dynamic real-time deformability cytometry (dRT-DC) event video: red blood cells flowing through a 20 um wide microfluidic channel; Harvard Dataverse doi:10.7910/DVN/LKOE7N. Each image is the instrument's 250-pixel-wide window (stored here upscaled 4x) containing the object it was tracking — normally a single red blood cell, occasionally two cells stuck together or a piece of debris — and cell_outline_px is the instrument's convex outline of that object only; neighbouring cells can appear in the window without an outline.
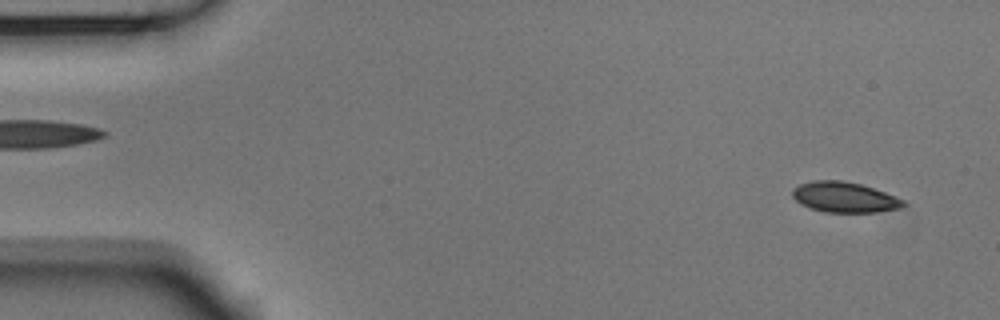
{"species": "Egyptian fruit bat (a non-hibernating species)", "species_latin": "Rousettus aegyptiacus", "temperature_condition": "room temperature", "stored_images_in_passage": 53, "camera_frame_rate_fps": 3000, "um_per_image_px": 0.085, "animal": {"sex": "male"}, "frame": {"image": 1, "passage_image": 3, "time_ms": 0.667, "image_size_px": [1000, 320], "cell_outline_px": [[908, 204], [900, 208], [876, 212], [824, 212], [800, 204], [792, 196], [792, 188], [800, 184], [812, 180], [844, 180], [860, 184], [896, 196], [904, 200]], "centroid_in_image_um": [71.77, 16.76], "position_along_channel_um": 13.2, "area_um2": 19.71}}
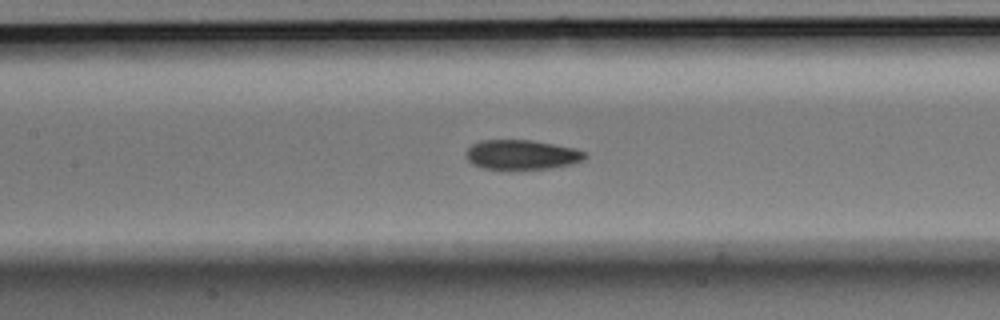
{"frame": {"image": 2, "passage_image": 24, "time_ms": 7.667, "image_size_px": [1000, 320], "cell_outline_px": [[588, 156], [584, 160], [572, 164], [552, 168], [484, 168], [472, 164], [464, 156], [468, 148], [472, 144], [480, 140], [532, 140], [576, 148], [584, 152]], "centroid_in_image_um": [44.36, 13.13], "position_along_channel_um": 163.0, "area_um2": 20.46}}
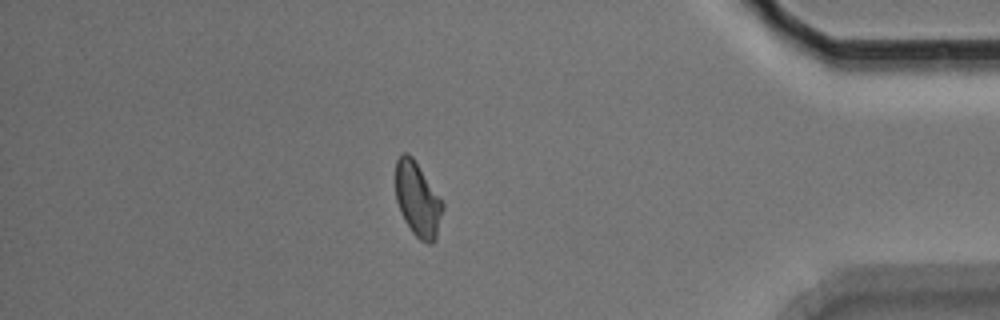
{"frame": {"image": 3, "passage_image": 46, "time_ms": 15.0, "image_size_px": [1000, 320], "cell_outline_px": [[444, 208], [436, 240], [432, 244], [428, 244], [420, 240], [412, 232], [404, 220], [400, 212], [396, 200], [396, 160], [404, 152], [408, 152], [412, 156], [444, 204]], "centroid_in_image_um": [35.5, 16.99], "position_along_channel_um": 399.7, "area_um2": 20.4}, "authors_computed_cell_mechanics": {"area_um2": 20.519, "velocity_mm_per_s": 3.7319, "shape_relaxation_time_tau1_ms": 3.8096, "shape_relaxation_time_tau2_ms": 5.7999, "deformation_change_tau1": 0.1062, "deformation_change_tau2": 0.0982}}